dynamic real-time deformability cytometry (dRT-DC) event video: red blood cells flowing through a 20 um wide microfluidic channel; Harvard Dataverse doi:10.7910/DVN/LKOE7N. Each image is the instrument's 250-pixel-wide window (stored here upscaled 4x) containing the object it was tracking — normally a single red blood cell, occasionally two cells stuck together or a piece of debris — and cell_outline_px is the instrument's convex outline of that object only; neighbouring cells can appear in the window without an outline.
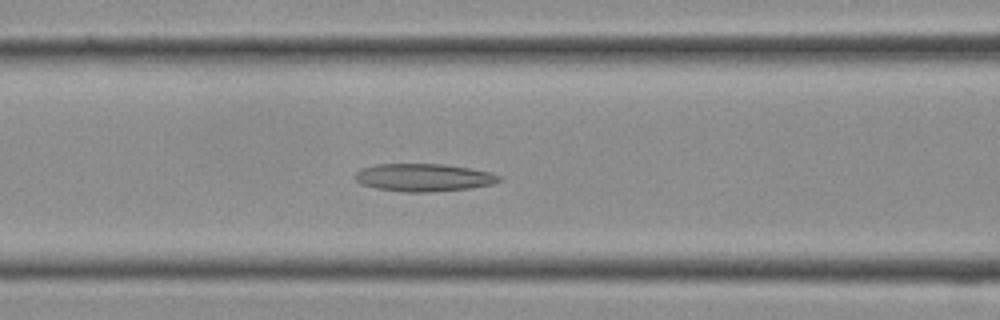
{"species": "Egyptian fruit bat (a non-hibernating species)", "species_latin": "Rousettus aegyptiacus", "temperature_condition": "cold", "stored_images_in_passage": 28, "camera_frame_rate_fps": 3000, "um_per_image_px": 0.085, "frame": {"image": 1, "passage_image": 11, "time_ms": 3.333, "image_size_px": [1000, 320], "cell_outline_px": [[504, 180], [492, 184], [468, 188], [428, 192], [408, 192], [376, 188], [360, 184], [356, 180], [356, 172], [364, 168], [376, 164], [444, 164], [492, 172], [504, 176]], "centroid_in_image_um": [36.07, 15.08], "position_along_channel_um": 130.5, "area_um2": 23.24}}
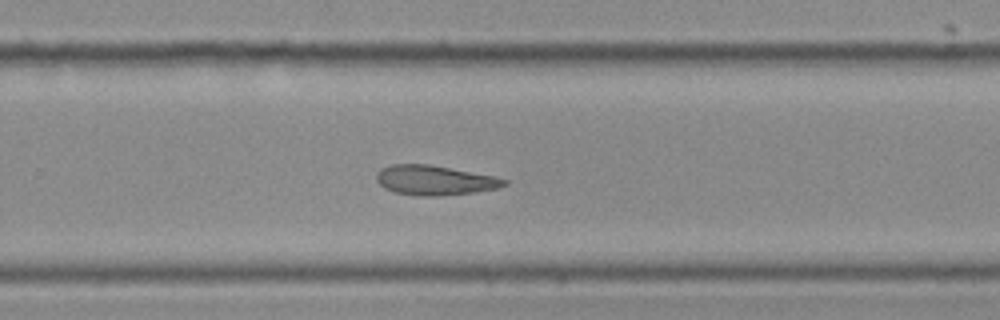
{"frame": {"image": 2, "passage_image": 18, "time_ms": 5.667, "image_size_px": [1000, 320], "cell_outline_px": [[508, 184], [496, 188], [472, 192], [436, 196], [420, 196], [392, 192], [384, 188], [376, 180], [376, 172], [380, 168], [392, 164], [428, 164], [496, 176], [508, 180]], "centroid_in_image_um": [36.91, 15.31], "position_along_channel_um": 292.9, "area_um2": 22.14}}
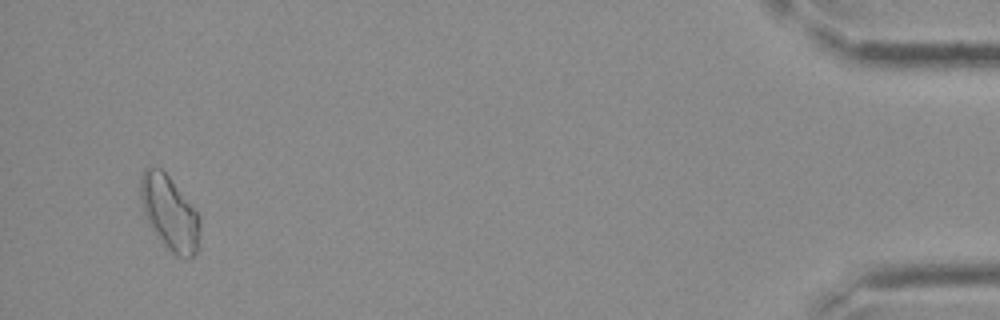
{"frame": {"image": 3, "passage_image": 27, "time_ms": 8.667, "image_size_px": [1000, 320], "cell_outline_px": [[200, 228], [196, 252], [192, 256], [176, 256], [156, 236], [144, 216], [140, 200], [140, 176], [144, 168], [160, 168], [168, 176], [200, 216]], "centroid_in_image_um": [14.38, 18.08], "position_along_channel_um": 420.8, "area_um2": 25.37}}